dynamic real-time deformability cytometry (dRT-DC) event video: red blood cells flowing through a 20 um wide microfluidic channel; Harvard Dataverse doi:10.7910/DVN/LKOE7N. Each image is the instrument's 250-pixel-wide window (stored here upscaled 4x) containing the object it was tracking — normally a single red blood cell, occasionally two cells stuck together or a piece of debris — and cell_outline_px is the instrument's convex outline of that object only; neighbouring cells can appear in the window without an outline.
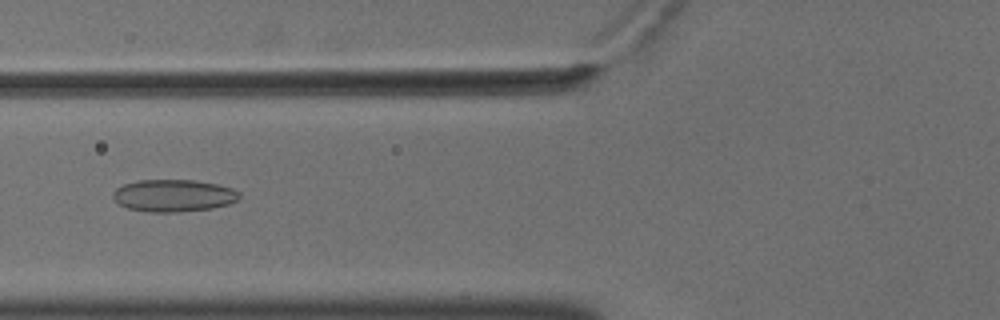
{"species": "common noctule bat (a hibernating species)", "species_latin": "Nyctalus noctula", "temperature_condition": "cold", "stored_images_in_passage": 56, "camera_frame_rate_fps": 3000, "um_per_image_px": 0.085, "animal": {"sex": "male", "body_mass_g": 18.8}, "frame": {"image": 1, "passage_image": 23, "time_ms": 7.333, "image_size_px": [1000, 320], "cell_outline_px": [[240, 200], [228, 204], [212, 208], [176, 212], [148, 212], [128, 208], [120, 204], [112, 196], [112, 192], [116, 188], [124, 184], [140, 180], [196, 180], [216, 184], [232, 188], [240, 192]], "centroid_in_image_um": [14.77, 16.62], "position_along_channel_um": 111.0, "area_um2": 23.76}}
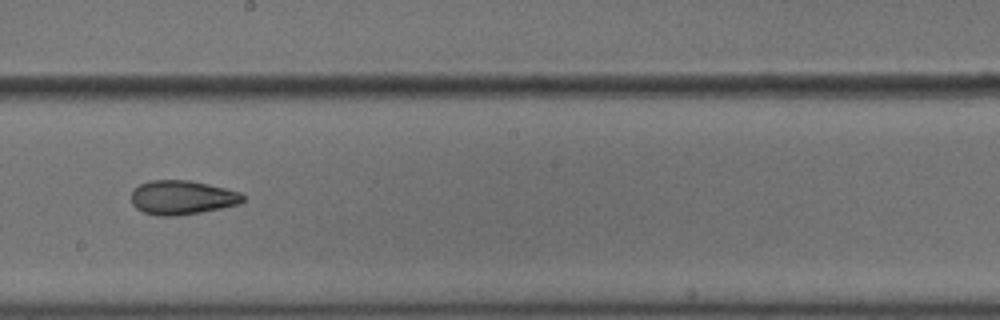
{"frame": {"image": 2, "passage_image": 33, "time_ms": 10.667, "image_size_px": [1000, 320], "cell_outline_px": [[244, 200], [240, 204], [200, 212], [172, 216], [156, 216], [144, 212], [136, 208], [132, 204], [132, 192], [140, 184], [148, 180], [188, 180], [208, 184], [240, 192], [244, 196]], "centroid_in_image_um": [15.47, 16.78], "position_along_channel_um": 232.7, "area_um2": 22.08}}
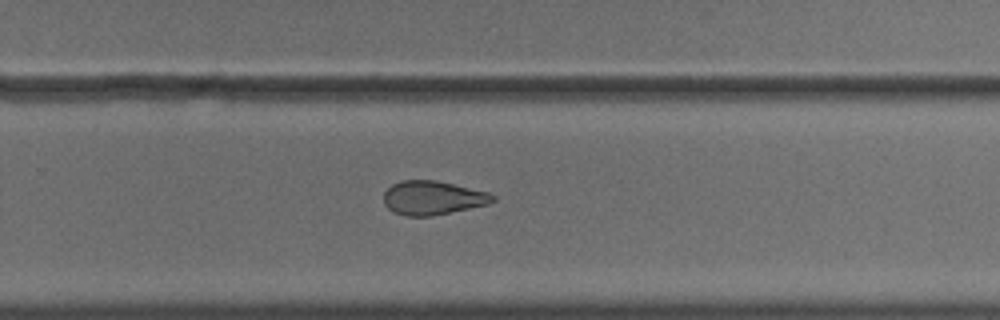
{"frame": {"image": 3, "passage_image": 38, "time_ms": 12.333, "image_size_px": [1000, 320], "cell_outline_px": [[496, 200], [488, 204], [432, 216], [408, 216], [392, 212], [384, 204], [384, 192], [392, 184], [400, 180], [436, 180], [488, 192], [496, 196]], "centroid_in_image_um": [36.77, 16.81], "position_along_channel_um": 293.0, "area_um2": 21.56}, "authors_computed_cell_mechanics": {"area_um2": 25.2875, "velocity_mm_per_s": 3.63, "shape_relaxation_time_tau1_ms": 6.7315, "shape_relaxation_time_tau2_ms": 2.7366, "deformation_change_tau1": 0.1436, "deformation_change_tau2": 0.0938}}